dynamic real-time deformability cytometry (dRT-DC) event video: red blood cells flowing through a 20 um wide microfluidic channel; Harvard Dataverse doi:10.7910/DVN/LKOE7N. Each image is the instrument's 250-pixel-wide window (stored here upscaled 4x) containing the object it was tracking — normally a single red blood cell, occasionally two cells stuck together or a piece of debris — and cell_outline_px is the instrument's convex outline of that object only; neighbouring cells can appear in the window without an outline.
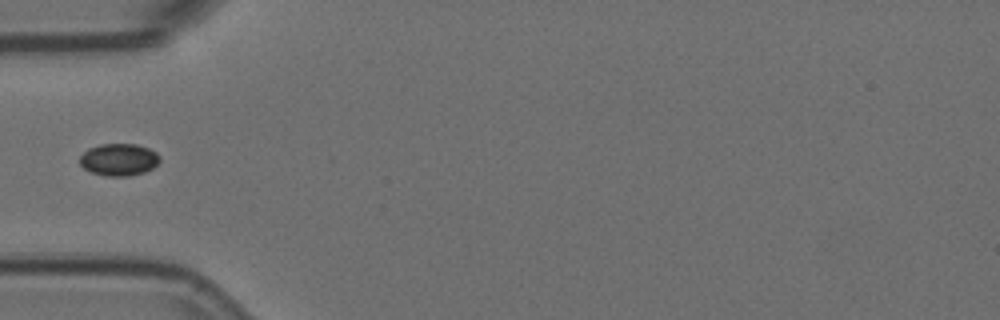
{"species": "Egyptian fruit bat (a non-hibernating species)", "species_latin": "Rousettus aegyptiacus", "temperature_condition": "room temperature", "stored_images_in_passage": 7, "camera_frame_rate_fps": 3000, "um_per_image_px": 0.085, "animal": {"sex": "female"}, "frame": {"image": 1, "passage_image": 5, "time_ms": 1.333, "image_size_px": [1000, 320], "cell_outline_px": [[160, 160], [152, 168], [144, 172], [128, 176], [104, 176], [92, 172], [84, 168], [80, 164], [80, 156], [88, 148], [100, 144], [136, 144], [148, 148], [156, 152], [160, 156]], "centroid_in_image_um": [10.1, 13.56], "position_along_channel_um": 74.9, "area_um2": 14.97}}
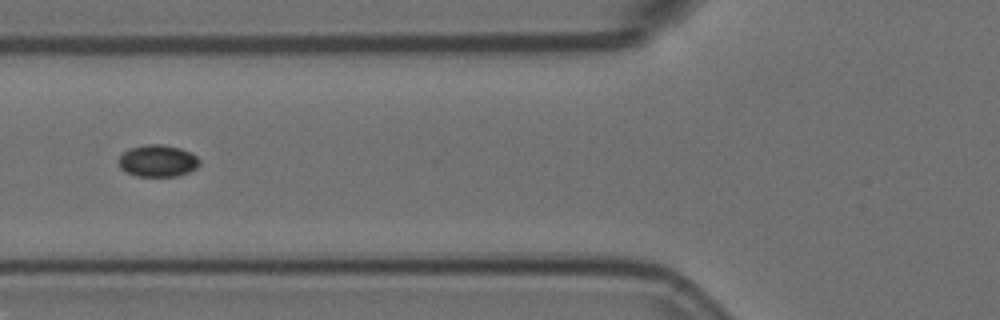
{"frame": {"image": 2, "passage_image": 6, "time_ms": 1.667, "image_size_px": [1000, 320], "cell_outline_px": [[200, 164], [196, 168], [188, 172], [176, 176], [136, 176], [120, 168], [120, 156], [128, 148], [148, 144], [160, 144], [180, 148], [196, 156], [200, 160]], "centroid_in_image_um": [13.41, 13.67], "position_along_channel_um": 112.4, "area_um2": 14.85}}
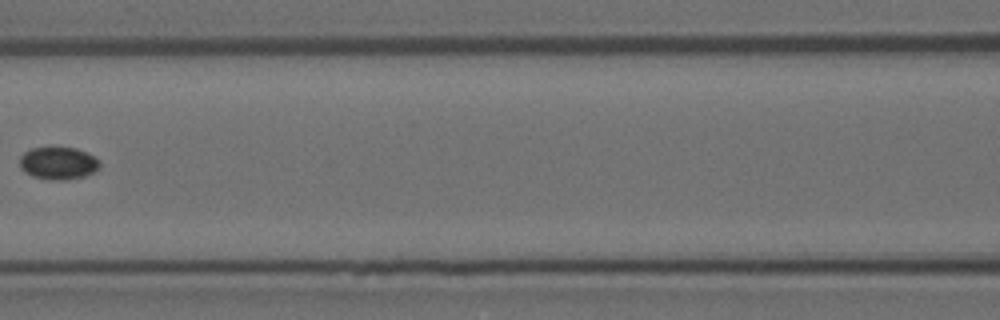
{"frame": {"image": 3, "passage_image": 7, "time_ms": 2.0, "image_size_px": [1000, 320], "cell_outline_px": [[100, 168], [84, 176], [64, 180], [52, 180], [32, 176], [24, 172], [20, 168], [20, 156], [24, 152], [32, 148], [76, 148], [100, 160]], "centroid_in_image_um": [4.93, 13.88], "position_along_channel_um": 161.7, "area_um2": 15.03}}